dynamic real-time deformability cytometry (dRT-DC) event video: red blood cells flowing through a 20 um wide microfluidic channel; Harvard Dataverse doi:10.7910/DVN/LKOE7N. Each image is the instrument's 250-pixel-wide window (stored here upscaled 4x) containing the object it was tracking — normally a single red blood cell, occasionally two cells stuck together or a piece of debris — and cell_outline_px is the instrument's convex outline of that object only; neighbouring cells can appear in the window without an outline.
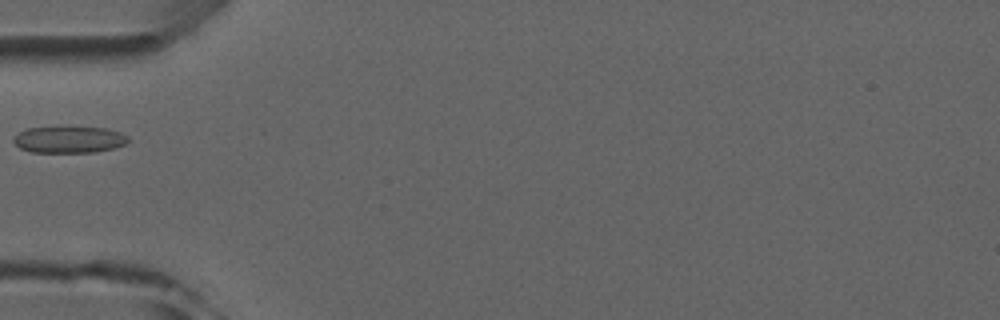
{"species": "common noctule bat (a hibernating species)", "species_latin": "Nyctalus noctula", "temperature_condition": "room temperature", "stored_images_in_passage": 5, "camera_frame_rate_fps": 3000, "um_per_image_px": 0.085, "animal": {"sex": "male", "forearm_length_mm": 52.5}, "frame": {"image": 1, "passage_image": 4, "time_ms": 3.667, "image_size_px": [1000, 320], "cell_outline_px": [[128, 140], [124, 144], [112, 148], [96, 152], [32, 152], [20, 148], [12, 140], [12, 136], [28, 128], [104, 128], [120, 132], [128, 136]], "centroid_in_image_um": [5.84, 11.88], "position_along_channel_um": 79.2, "area_um2": 17.4}}
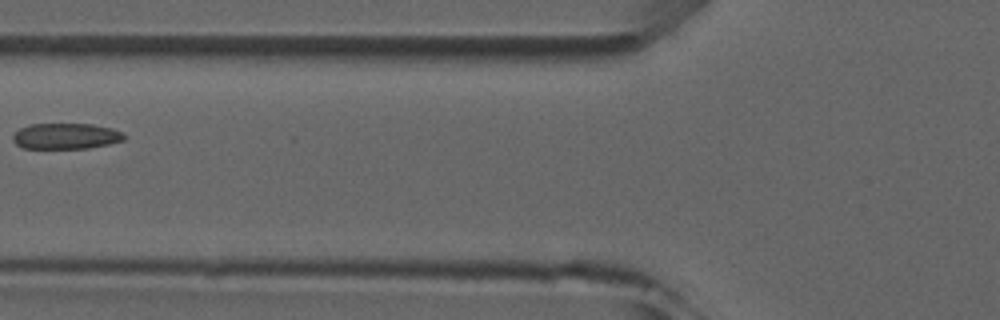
{"frame": {"image": 2, "passage_image": 5, "time_ms": 4.667, "image_size_px": [1000, 320], "cell_outline_px": [[124, 140], [108, 144], [88, 148], [24, 148], [16, 144], [12, 140], [12, 136], [20, 128], [32, 124], [92, 124], [112, 128], [120, 132], [124, 136]], "centroid_in_image_um": [5.58, 11.57], "position_along_channel_um": 120.2, "area_um2": 16.59}}